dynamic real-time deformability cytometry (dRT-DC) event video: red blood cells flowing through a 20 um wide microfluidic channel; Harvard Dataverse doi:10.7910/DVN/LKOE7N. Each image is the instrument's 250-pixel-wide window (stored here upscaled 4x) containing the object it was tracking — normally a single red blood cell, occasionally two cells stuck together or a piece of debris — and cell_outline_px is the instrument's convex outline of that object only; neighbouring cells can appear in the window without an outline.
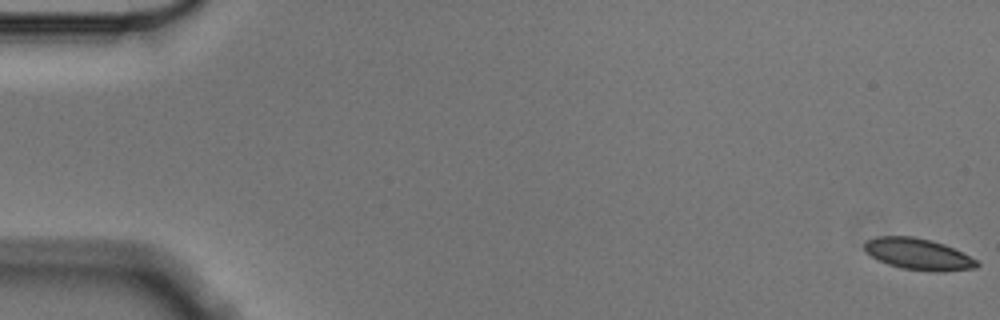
{"species": "Egyptian fruit bat (a non-hibernating species)", "species_latin": "Rousettus aegyptiacus", "temperature_condition": "cold", "stored_images_in_passage": 57, "camera_frame_rate_fps": 3000, "um_per_image_px": 0.085, "animal": {"sex": "male"}, "frame": {"image": 1, "passage_image": 1, "time_ms": 0.0, "image_size_px": [1000, 320], "cell_outline_px": [[980, 264], [976, 268], [944, 272], [932, 272], [900, 268], [888, 264], [872, 256], [864, 248], [864, 244], [868, 240], [876, 236], [912, 236], [932, 240], [944, 244], [976, 260]], "centroid_in_image_um": [78.06, 21.61], "position_along_channel_um": 6.9, "area_um2": 20.46}}
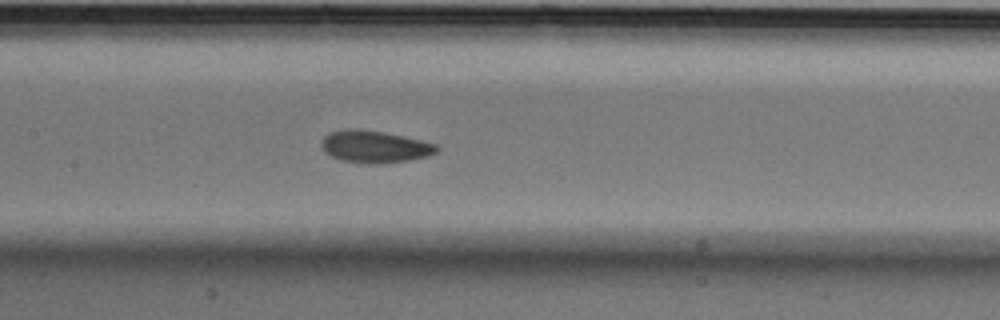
{"frame": {"image": 2, "passage_image": 28, "time_ms": 9.0, "image_size_px": [1000, 320], "cell_outline_px": [[440, 148], [436, 152], [428, 156], [408, 160], [376, 164], [368, 164], [340, 160], [324, 152], [320, 148], [320, 144], [324, 136], [328, 132], [348, 128], [360, 128], [384, 132], [404, 136], [436, 144]], "centroid_in_image_um": [31.8, 12.45], "position_along_channel_um": 175.6, "area_um2": 21.85}}
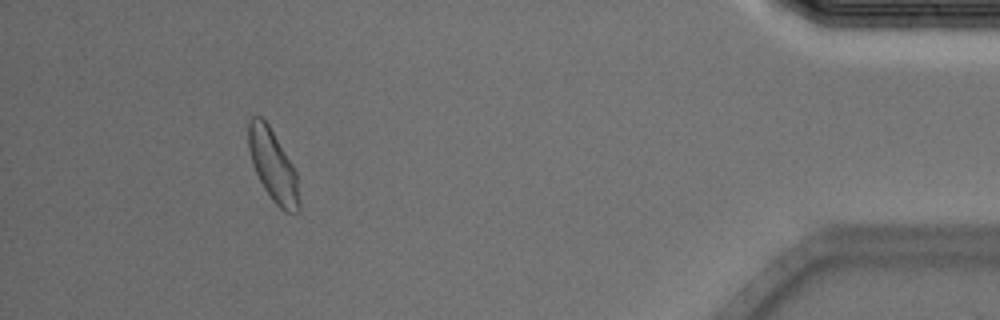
{"frame": {"image": 3, "passage_image": 53, "time_ms": 17.333, "image_size_px": [1000, 320], "cell_outline_px": [[300, 212], [284, 212], [272, 200], [264, 188], [252, 164], [248, 148], [248, 120], [252, 116], [260, 116], [268, 124], [292, 164], [296, 172], [300, 200]], "centroid_in_image_um": [23.2, 14.09], "position_along_channel_um": 412.0, "area_um2": 21.1}, "authors_computed_cell_mechanics": {"area_um2": 21.1548, "velocity_mm_per_s": 3.5241, "shape_relaxation_time_tau1_ms": 3.2898, "shape_relaxation_time_tau2_ms": 3.368, "deformation_change_tau1": 0.0865, "deformation_change_tau2": 0.0574}}